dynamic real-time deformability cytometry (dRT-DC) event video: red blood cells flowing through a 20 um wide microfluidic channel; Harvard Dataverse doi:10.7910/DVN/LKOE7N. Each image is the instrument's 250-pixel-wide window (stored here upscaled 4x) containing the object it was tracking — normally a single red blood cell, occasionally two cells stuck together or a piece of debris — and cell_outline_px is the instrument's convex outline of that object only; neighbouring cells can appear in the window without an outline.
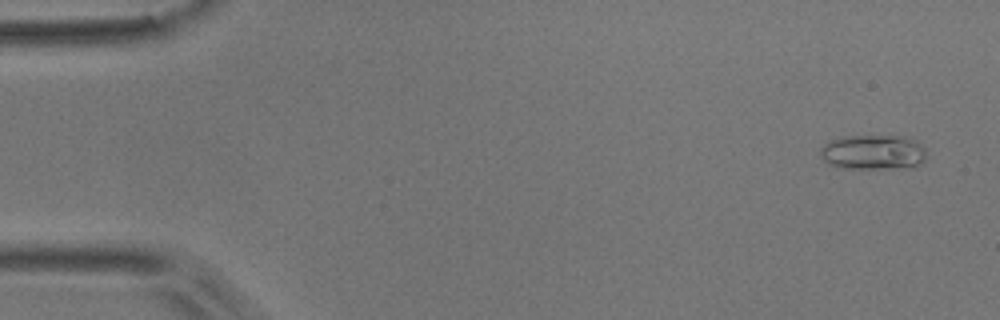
{"species": "common noctule bat (a hibernating species)", "species_latin": "Nyctalus noctula", "temperature_condition": "room temperature", "stored_images_in_passage": 6, "camera_frame_rate_fps": 3000, "um_per_image_px": 0.085, "animal": {"sex": "male", "body_mass_g": 17.9}, "frame": {"image": 1, "passage_image": 1, "time_ms": 0.0, "image_size_px": [1000, 320], "cell_outline_px": [[924, 160], [916, 168], [844, 168], [828, 164], [820, 156], [820, 148], [828, 140], [844, 136], [908, 136], [916, 140], [924, 148]], "centroid_in_image_um": [74.21, 12.94], "position_along_channel_um": 10.8, "area_um2": 21.85}}
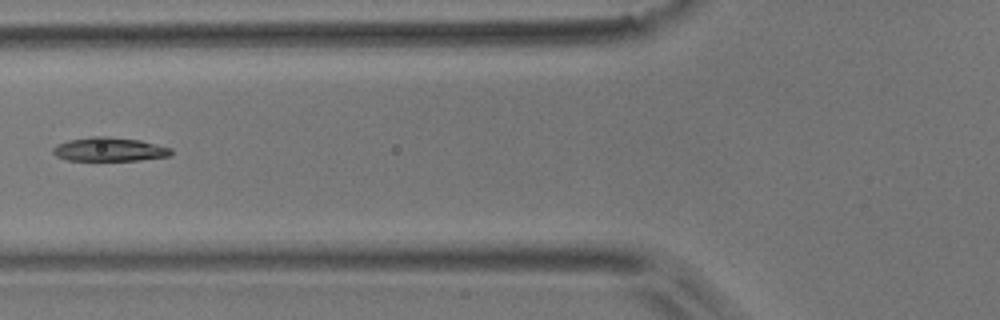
{"frame": {"image": 2, "passage_image": 6, "time_ms": 1.667, "image_size_px": [1000, 320], "cell_outline_px": [[172, 156], [140, 160], [68, 160], [56, 156], [52, 152], [52, 148], [56, 144], [68, 140], [92, 136], [104, 136], [140, 140], [172, 148]], "centroid_in_image_um": [9.3, 12.69], "position_along_channel_um": 116.5, "area_um2": 16.47}}